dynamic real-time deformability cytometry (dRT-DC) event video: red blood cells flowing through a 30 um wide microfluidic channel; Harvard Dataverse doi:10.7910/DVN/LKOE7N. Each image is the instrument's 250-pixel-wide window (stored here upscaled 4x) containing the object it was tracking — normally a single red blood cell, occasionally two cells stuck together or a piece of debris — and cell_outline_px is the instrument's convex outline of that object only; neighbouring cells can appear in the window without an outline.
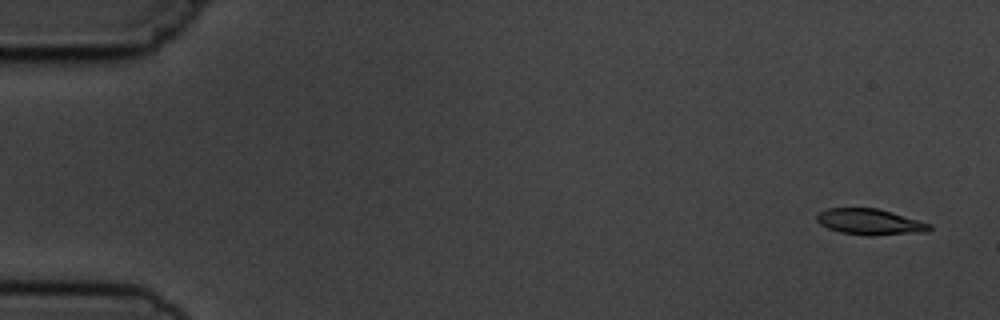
{"species": "common noctule bat (a hibernating species)", "species_latin": "Nyctalus noctula", "temperature_condition": "cold", "stored_images_in_passage": 6, "segment_of_instrument_passage": [1, 2], "camera_frame_rate_fps": 3000, "um_per_image_px": 0.085, "animal": {"sex": "male", "body_mass_g": 19.5, "forearm_length_mm": 54.6}, "frame": {"image": 1, "passage_image": 1, "time_ms": 0.0, "image_size_px": [1000, 320], "cell_outline_px": [[932, 228], [928, 232], [872, 236], [868, 236], [840, 232], [828, 228], [820, 224], [816, 220], [816, 216], [820, 212], [828, 208], [876, 208], [892, 212], [932, 224]], "centroid_in_image_um": [73.97, 18.87], "position_along_channel_um": 11.0, "area_um2": 17.17}}
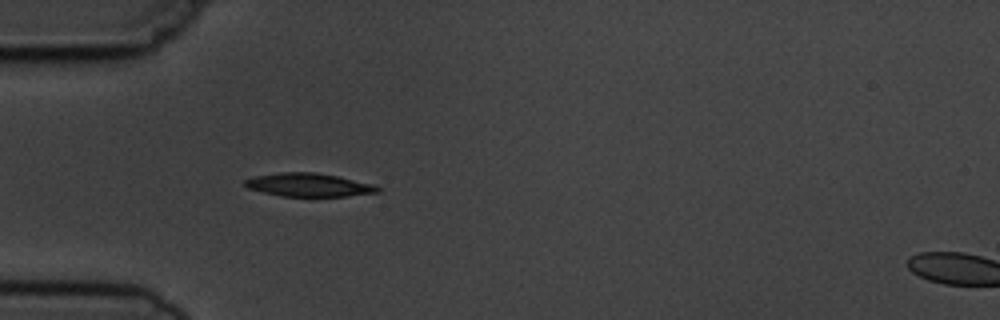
{"frame": {"image": 2, "passage_image": 5, "time_ms": 4.667, "image_size_px": [1000, 320], "cell_outline_px": [[380, 192], [348, 196], [280, 196], [248, 188], [244, 184], [244, 180], [252, 176], [280, 172], [316, 172], [336, 176], [372, 184], [380, 188]], "centroid_in_image_um": [26.21, 15.71], "position_along_channel_um": 58.8, "area_um2": 17.98}}